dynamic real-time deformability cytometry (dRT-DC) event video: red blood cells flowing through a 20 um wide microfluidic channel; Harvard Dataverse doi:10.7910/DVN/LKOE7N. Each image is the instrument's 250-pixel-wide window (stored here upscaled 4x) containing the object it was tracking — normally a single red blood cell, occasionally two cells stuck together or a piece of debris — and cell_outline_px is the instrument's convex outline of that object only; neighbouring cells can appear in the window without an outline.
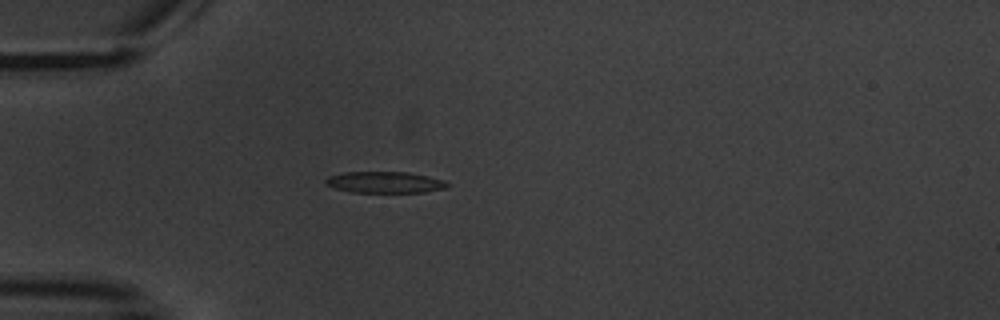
{"species": "common noctule bat (a hibernating species)", "species_latin": "Nyctalus noctula", "temperature_condition": "warm", "stored_images_in_passage": 1, "camera_frame_rate_fps": 3000, "um_per_image_px": 0.085, "animal": {"sex": "male", "body_mass_g": 20.1, "forearm_length_mm": 53.5}, "frame": {"image": 1, "passage_image": 1, "time_ms": 0.0, "image_size_px": [1000, 320], "cell_outline_px": [[448, 184], [444, 188], [424, 192], [352, 192], [336, 188], [328, 184], [324, 180], [328, 176], [344, 172], [408, 172], [428, 176], [440, 180]], "centroid_in_image_um": [32.66, 15.49], "position_along_channel_um": 52.3, "area_um2": 14.8}}